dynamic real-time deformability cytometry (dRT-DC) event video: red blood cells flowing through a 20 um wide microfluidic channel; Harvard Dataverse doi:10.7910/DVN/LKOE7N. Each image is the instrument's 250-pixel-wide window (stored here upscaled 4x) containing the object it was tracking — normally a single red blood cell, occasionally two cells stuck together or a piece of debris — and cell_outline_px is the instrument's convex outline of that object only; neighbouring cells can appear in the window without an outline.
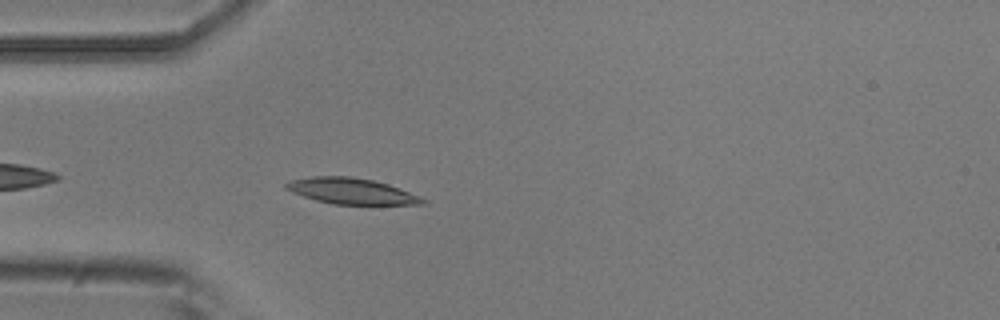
{"species": "common noctule bat (a hibernating species)", "species_latin": "Nyctalus noctula", "temperature_condition": "room temperature", "stored_images_in_passage": 4, "camera_frame_rate_fps": 3000, "um_per_image_px": 0.085, "animal": {"sex": "male", "body_mass_g": 20.5, "forearm_length_mm": 52.5}, "frame": {"image": 1, "passage_image": 4, "time_ms": 4.333, "image_size_px": [1000, 320], "cell_outline_px": [[428, 200], [424, 204], [332, 204], [316, 200], [292, 192], [284, 188], [284, 184], [292, 180], [312, 176], [348, 176], [372, 180], [388, 184], [420, 196]], "centroid_in_image_um": [29.86, 16.24], "position_along_channel_um": 55.1, "area_um2": 20.46}}